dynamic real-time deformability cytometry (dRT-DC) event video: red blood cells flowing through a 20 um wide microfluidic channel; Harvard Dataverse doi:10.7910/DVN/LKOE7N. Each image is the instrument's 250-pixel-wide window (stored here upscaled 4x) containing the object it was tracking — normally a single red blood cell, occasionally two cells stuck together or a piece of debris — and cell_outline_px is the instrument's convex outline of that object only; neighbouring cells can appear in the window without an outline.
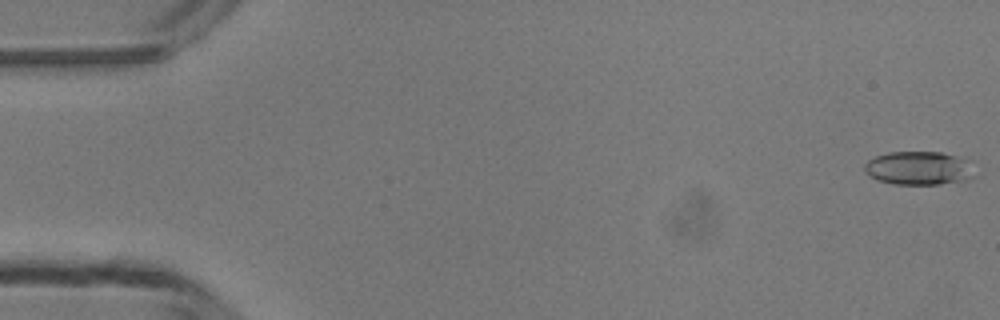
{"species": "common noctule bat (a hibernating species)", "species_latin": "Nyctalus noctula", "temperature_condition": "room temperature", "stored_images_in_passage": 49, "camera_frame_rate_fps": 3000, "um_per_image_px": 0.085, "animal": {"sex": "male", "body_mass_g": 13.3}, "frame": {"image": 1, "passage_image": 1, "time_ms": 0.0, "image_size_px": [1000, 320], "cell_outline_px": [[976, 176], [968, 180], [940, 184], [892, 184], [876, 180], [864, 172], [864, 164], [868, 160], [876, 156], [888, 152], [940, 152], [964, 156], [972, 160]], "centroid_in_image_um": [78.18, 14.28], "position_along_channel_um": 6.8, "area_um2": 22.25}}
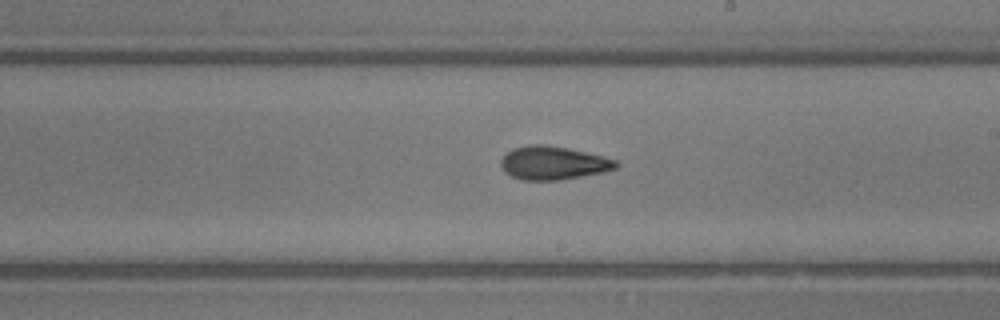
{"frame": {"image": 2, "passage_image": 28, "time_ms": 9.0, "image_size_px": [1000, 320], "cell_outline_px": [[620, 164], [616, 168], [600, 172], [560, 180], [520, 180], [504, 172], [500, 164], [500, 160], [512, 148], [532, 144], [544, 144], [568, 148], [604, 156], [616, 160]], "centroid_in_image_um": [47.0, 13.84], "position_along_channel_um": 242.0, "area_um2": 22.37}}
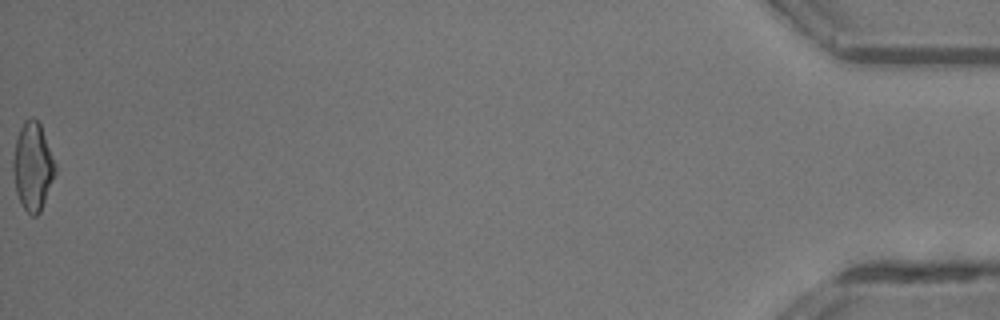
{"frame": {"image": 3, "passage_image": 49, "time_ms": 16.0, "image_size_px": [1000, 320], "cell_outline_px": [[56, 172], [40, 212], [36, 216], [32, 216], [24, 208], [16, 192], [12, 168], [12, 160], [16, 140], [20, 128], [24, 120], [32, 116], [40, 124], [56, 164]], "centroid_in_image_um": [2.77, 14.14], "position_along_channel_um": 432.4, "area_um2": 21.44}, "authors_computed_cell_mechanics": {"area_um2": 21.5594, "velocity_mm_per_s": 4.2558, "shape_relaxation_time_tau1_ms": 4.7808, "shape_relaxation_time_tau2_ms": 2.7763, "deformation_change_tau1": 0.1642, "deformation_change_tau2": 0.112}}